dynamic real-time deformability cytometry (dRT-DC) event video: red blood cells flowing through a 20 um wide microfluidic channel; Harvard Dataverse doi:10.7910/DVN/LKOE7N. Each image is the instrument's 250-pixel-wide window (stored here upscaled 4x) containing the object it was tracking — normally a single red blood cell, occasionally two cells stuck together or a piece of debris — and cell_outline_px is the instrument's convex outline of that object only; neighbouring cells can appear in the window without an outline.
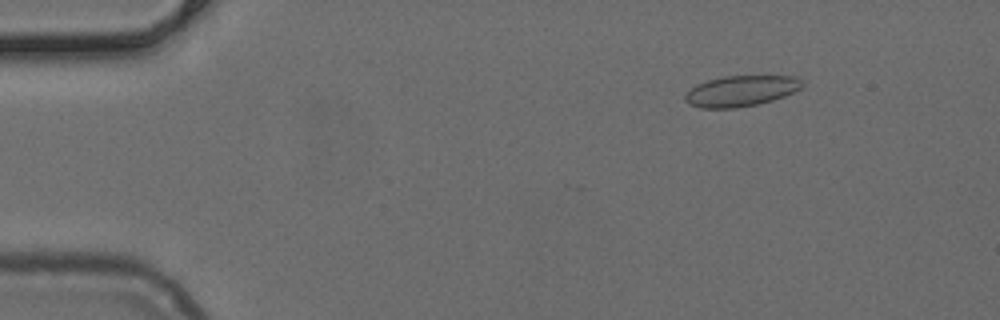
{"species": "common noctule bat (a hibernating species)", "species_latin": "Nyctalus noctula", "temperature_condition": "cold", "stored_images_in_passage": 43, "camera_frame_rate_fps": 3000, "um_per_image_px": 0.085, "animal": {"sex": "female", "body_mass_g": 24.6, "forearm_length_mm": 56.2}, "frame": {"image": 1, "passage_image": 7, "time_ms": 2.0, "image_size_px": [1000, 320], "cell_outline_px": [[804, 84], [800, 88], [784, 96], [772, 100], [756, 104], [736, 108], [700, 108], [688, 104], [684, 100], [684, 96], [696, 84], [708, 80], [724, 76], [796, 76]], "centroid_in_image_um": [62.95, 7.73], "position_along_channel_um": 22.0, "area_um2": 20.87}}
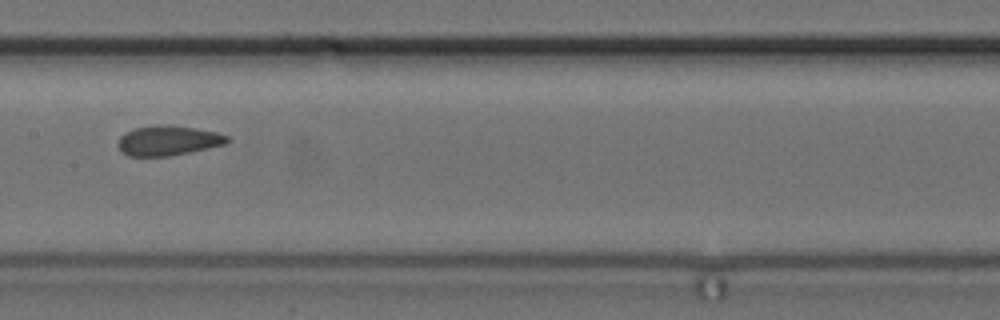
{"frame": {"image": 2, "passage_image": 26, "time_ms": 8.333, "image_size_px": [1000, 320], "cell_outline_px": [[232, 140], [224, 144], [208, 148], [168, 156], [128, 156], [120, 152], [116, 144], [120, 136], [124, 132], [136, 128], [156, 124], [160, 124], [196, 128], [216, 132], [228, 136]], "centroid_in_image_um": [14.24, 11.94], "position_along_channel_um": 193.2, "area_um2": 19.13}}
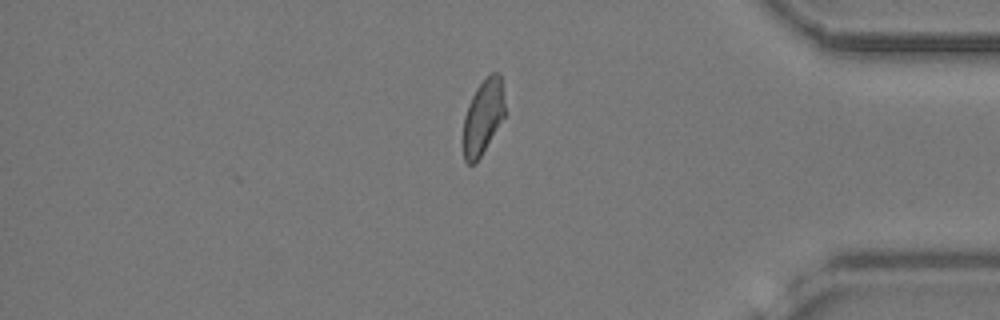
{"frame": {"image": 3, "passage_image": 43, "time_ms": 14.0, "image_size_px": [1000, 320], "cell_outline_px": [[504, 116], [476, 164], [468, 164], [464, 160], [464, 116], [468, 104], [476, 88], [492, 72], [500, 72], [504, 104]], "centroid_in_image_um": [41.05, 9.94], "position_along_channel_um": 394.2, "area_um2": 17.8}}